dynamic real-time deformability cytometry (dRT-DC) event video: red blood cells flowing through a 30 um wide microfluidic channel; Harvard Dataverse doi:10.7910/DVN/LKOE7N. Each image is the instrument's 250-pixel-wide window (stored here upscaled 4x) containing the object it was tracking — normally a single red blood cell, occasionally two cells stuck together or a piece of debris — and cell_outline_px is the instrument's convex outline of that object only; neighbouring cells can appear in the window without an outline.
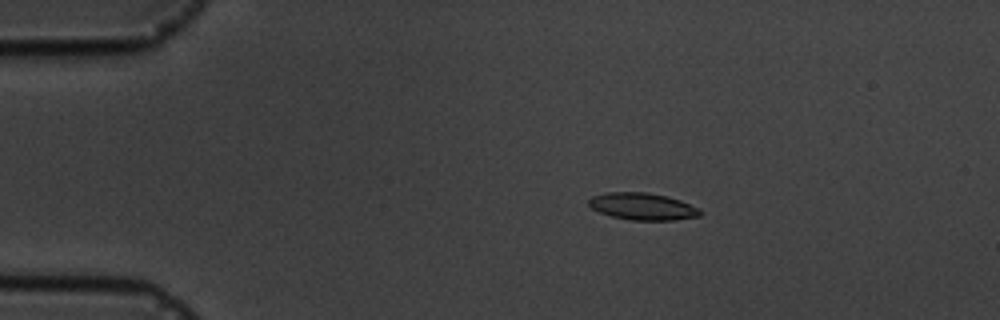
{"species": "common noctule bat (a hibernating species)", "species_latin": "Nyctalus noctula", "temperature_condition": "cold", "stored_images_in_passage": 6, "camera_frame_rate_fps": 3000, "um_per_image_px": 0.085, "animal": {"sex": "male", "body_mass_g": 19.5, "forearm_length_mm": 54.6}, "frame": {"image": 1, "passage_image": 3, "time_ms": 2.333, "image_size_px": [1000, 320], "cell_outline_px": [[700, 216], [676, 220], [632, 220], [612, 216], [600, 212], [592, 208], [588, 204], [588, 200], [592, 196], [608, 192], [648, 192], [668, 196], [680, 200], [700, 208]], "centroid_in_image_um": [54.63, 17.54], "position_along_channel_um": 30.4, "area_um2": 17.57}}
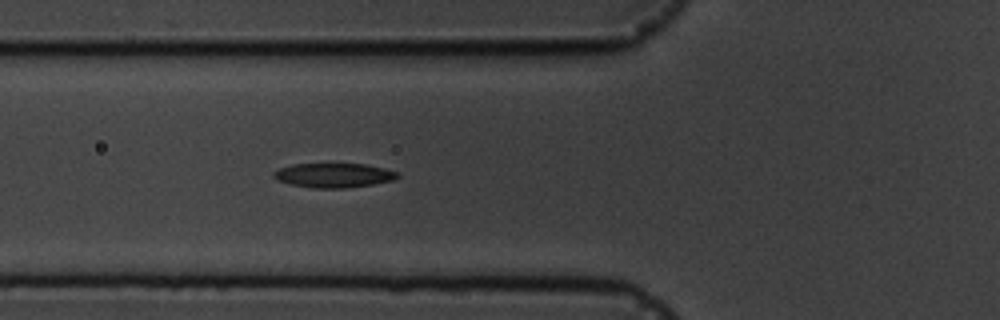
{"frame": {"image": 2, "passage_image": 6, "time_ms": 5.667, "image_size_px": [1000, 320], "cell_outline_px": [[400, 176], [392, 180], [372, 184], [348, 188], [312, 188], [292, 184], [276, 180], [272, 176], [272, 172], [280, 168], [292, 164], [368, 164], [400, 172]], "centroid_in_image_um": [28.37, 14.9], "position_along_channel_um": 97.4, "area_um2": 17.69}}